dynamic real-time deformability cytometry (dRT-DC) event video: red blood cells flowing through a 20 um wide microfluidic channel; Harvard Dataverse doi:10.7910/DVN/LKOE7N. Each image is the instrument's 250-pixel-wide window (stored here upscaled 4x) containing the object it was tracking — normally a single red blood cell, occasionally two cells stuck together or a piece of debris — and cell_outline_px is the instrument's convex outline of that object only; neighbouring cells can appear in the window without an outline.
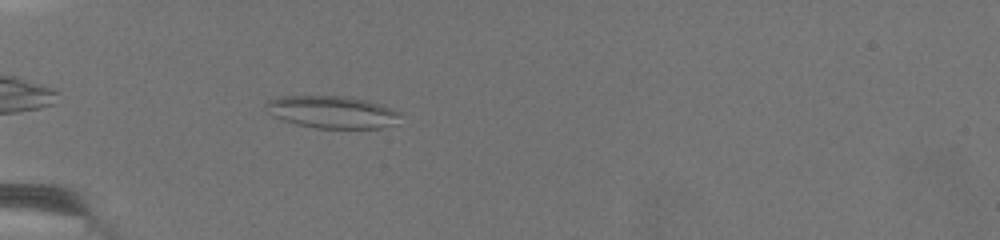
{"species": "common noctule bat (a hibernating species)", "species_latin": "Nyctalus noctula", "temperature_condition": "warm", "stored_images_in_passage": 60, "camera_frame_rate_fps": 3000, "um_per_image_px": 0.085, "animal": {"sex": "female", "body_mass_g": 19.5, "forearm_length_mm": 54.1}, "frame": {"image": 1, "passage_image": 6, "time_ms": 1.333, "image_size_px": [1000, 240], "cell_outline_px": [[400, 112], [396, 124], [380, 128], [316, 128], [296, 124], [280, 120], [272, 116], [264, 108], [264, 104], [268, 100], [280, 96], [344, 96], [368, 100], [392, 108]], "centroid_in_image_um": [28.19, 9.52], "position_along_channel_um": 56.8, "area_um2": 25.55}}
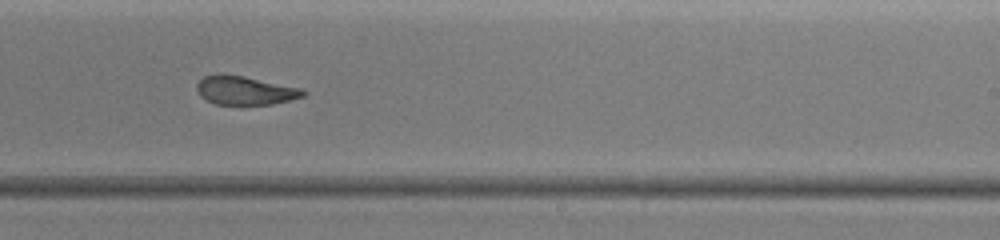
{"frame": {"image": 2, "passage_image": 33, "time_ms": 6.667, "image_size_px": [1000, 240], "cell_outline_px": [[308, 92], [304, 96], [272, 104], [216, 104], [200, 96], [196, 88], [196, 84], [204, 76], [216, 72], [224, 72], [304, 88]], "centroid_in_image_um": [20.82, 7.65], "position_along_channel_um": 268.2, "area_um2": 18.09}}
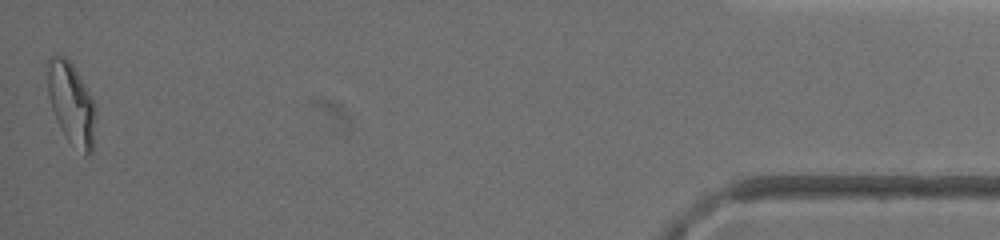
{"frame": {"image": 3, "passage_image": 59, "time_ms": 12.333, "image_size_px": [1000, 240], "cell_outline_px": [[96, 108], [92, 152], [88, 156], [68, 140], [60, 128], [52, 108], [48, 96], [48, 60], [52, 56], [64, 56], [72, 64], [92, 100]], "centroid_in_image_um": [6.06, 8.81], "position_along_channel_um": 429.1, "area_um2": 22.25}, "authors_computed_cell_mechanics": {"area_um2": 19.5942, "velocity_mm_per_s": 4.2574, "shape_relaxation_time_tau1_ms": null, "shape_relaxation_time_tau2_ms": 2.1239, "deformation_change_tau1": null, "deformation_change_tau2": 0.1079}}